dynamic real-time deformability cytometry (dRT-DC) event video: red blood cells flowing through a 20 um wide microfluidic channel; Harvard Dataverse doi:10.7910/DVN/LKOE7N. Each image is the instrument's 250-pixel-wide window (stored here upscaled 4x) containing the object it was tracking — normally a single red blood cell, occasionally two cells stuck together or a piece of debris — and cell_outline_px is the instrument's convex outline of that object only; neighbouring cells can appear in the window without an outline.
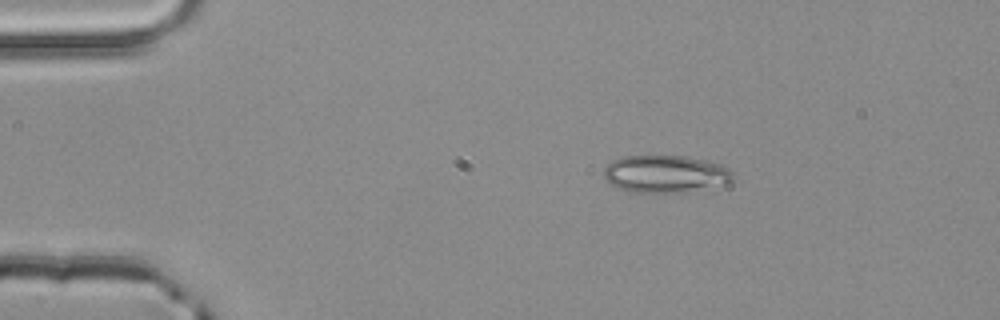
{"species": "common noctule bat (a hibernating species)", "species_latin": "Nyctalus noctula", "temperature_condition": "room temperature", "stored_images_in_passage": 2, "camera_frame_rate_fps": 3000, "um_per_image_px": 0.085, "animal": {"sex": "male", "body_mass_g": 20.4}, "frame": {"image": 1, "passage_image": 1, "time_ms": 0.0, "image_size_px": [1000, 320], "cell_outline_px": [[732, 180], [728, 184], [688, 192], [628, 192], [616, 188], [608, 184], [604, 176], [604, 168], [612, 160], [624, 156], [688, 156], [720, 164], [728, 168], [732, 172]], "centroid_in_image_um": [56.54, 14.8], "position_along_channel_um": 28.5, "area_um2": 28.44}}